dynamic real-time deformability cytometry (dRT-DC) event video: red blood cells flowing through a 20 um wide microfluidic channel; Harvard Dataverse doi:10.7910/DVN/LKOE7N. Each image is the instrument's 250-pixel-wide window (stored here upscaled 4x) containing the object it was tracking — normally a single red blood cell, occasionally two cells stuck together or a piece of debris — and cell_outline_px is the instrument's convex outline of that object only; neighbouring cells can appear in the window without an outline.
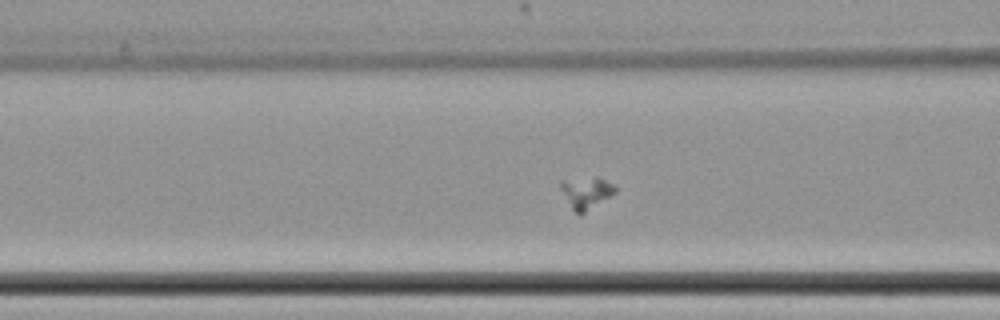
{"species": "common noctule bat (a hibernating species)", "species_latin": "Nyctalus noctula", "temperature_condition": "cold", "stored_images_in_passage": 43, "camera_frame_rate_fps": 3000, "um_per_image_px": 0.085, "animal": {"sex": "female", "body_mass_g": 22.7, "forearm_length_mm": 54.2}, "frame": {"image": 1, "passage_image": 7, "time_ms": 2.0, "image_size_px": [1000, 320], "cell_outline_px": [[616, 192], [580, 216], [572, 208], [560, 188], [560, 180], [596, 176], [612, 184], [616, 188]], "centroid_in_image_um": [49.82, 16.36], "position_along_channel_um": 116.8, "area_um2": 10.0}}